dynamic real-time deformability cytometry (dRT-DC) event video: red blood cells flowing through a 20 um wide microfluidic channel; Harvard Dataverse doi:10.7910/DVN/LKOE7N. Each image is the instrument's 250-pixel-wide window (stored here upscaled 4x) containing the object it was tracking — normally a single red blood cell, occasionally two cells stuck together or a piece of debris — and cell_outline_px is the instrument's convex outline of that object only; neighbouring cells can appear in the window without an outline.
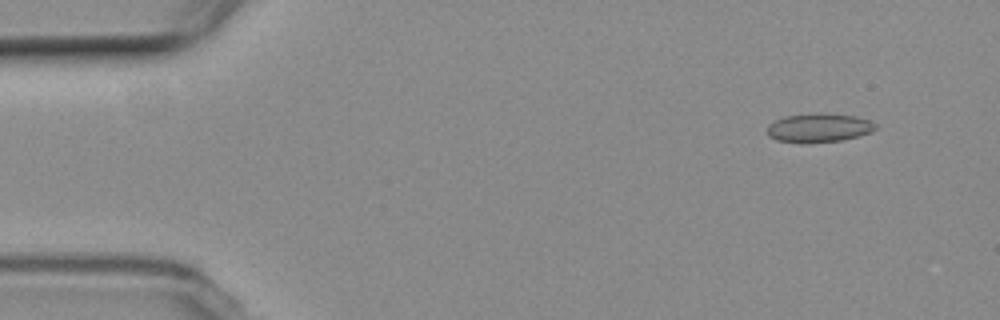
{"species": "common noctule bat (a hibernating species)", "species_latin": "Nyctalus noctula", "temperature_condition": "room temperature", "stored_images_in_passage": 6, "camera_frame_rate_fps": 3000, "um_per_image_px": 0.085, "animal": {"sex": "female", "body_mass_g": 19.3, "forearm_length_mm": 54.1}, "frame": {"image": 1, "passage_image": 2, "time_ms": 1.333, "image_size_px": [1000, 320], "cell_outline_px": [[876, 128], [872, 132], [844, 140], [800, 144], [776, 140], [768, 136], [768, 124], [784, 116], [816, 112], [820, 112], [856, 116], [868, 120], [876, 124]], "centroid_in_image_um": [69.59, 10.87], "position_along_channel_um": 15.4, "area_um2": 18.61}}
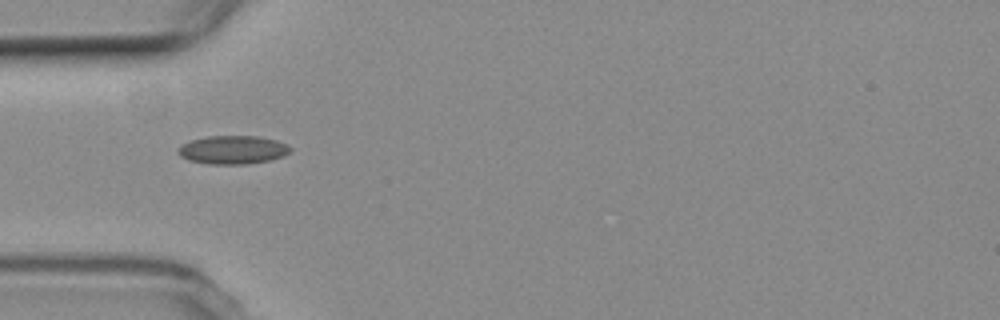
{"frame": {"image": 2, "passage_image": 5, "time_ms": 5.667, "image_size_px": [1000, 320], "cell_outline_px": [[292, 148], [284, 156], [272, 160], [248, 164], [208, 164], [188, 160], [180, 156], [176, 152], [184, 144], [192, 140], [208, 136], [260, 136], [276, 140], [288, 144]], "centroid_in_image_um": [19.83, 12.74], "position_along_channel_um": 65.2, "area_um2": 18.67}}
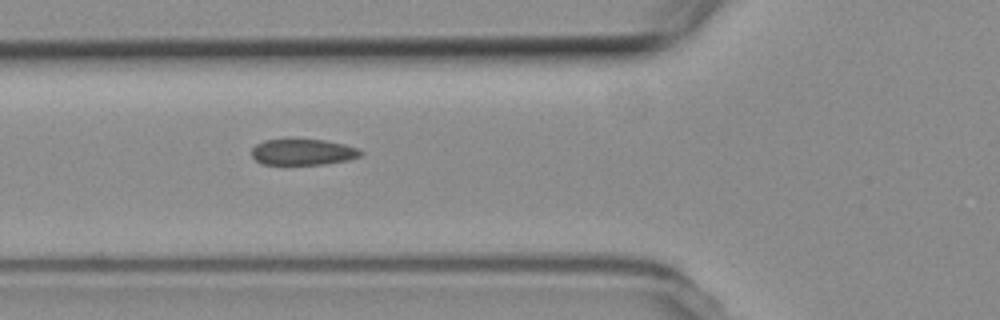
{"frame": {"image": 3, "passage_image": 6, "time_ms": 6.667, "image_size_px": [1000, 320], "cell_outline_px": [[364, 152], [360, 156], [348, 160], [324, 164], [264, 164], [256, 160], [252, 156], [252, 148], [256, 144], [264, 140], [324, 140], [344, 144], [360, 148]], "centroid_in_image_um": [25.79, 12.92], "position_along_channel_um": 100.0, "area_um2": 16.42}}